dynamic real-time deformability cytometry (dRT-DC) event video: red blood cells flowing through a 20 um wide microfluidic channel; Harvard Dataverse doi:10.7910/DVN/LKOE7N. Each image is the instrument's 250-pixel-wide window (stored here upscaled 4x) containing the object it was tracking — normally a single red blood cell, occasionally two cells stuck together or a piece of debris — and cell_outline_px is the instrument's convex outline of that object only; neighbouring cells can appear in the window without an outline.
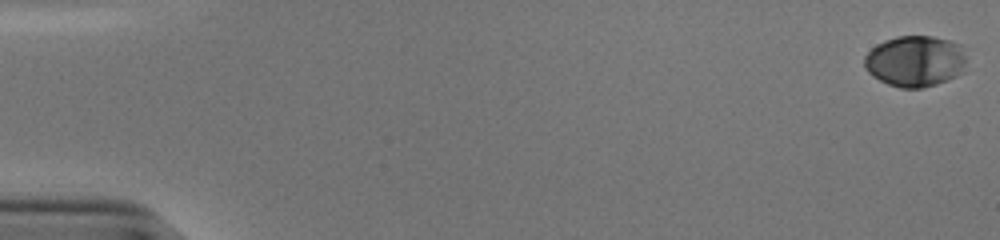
{"species": "human", "species_latin": "Homo sapiens", "temperature_condition": "cold", "stored_images_in_passage": 54, "camera_frame_rate_fps": 3000, "um_per_image_px": 0.085, "donor": {"sex": "male"}, "frame": {"image": 1, "passage_image": 1, "time_ms": 0.0, "image_size_px": [1000, 240], "cell_outline_px": [[964, 72], [948, 80], [936, 84], [920, 88], [900, 88], [888, 84], [872, 76], [864, 68], [864, 56], [876, 44], [884, 40], [896, 36], [932, 36], [948, 40], [960, 44], [964, 56]], "centroid_in_image_um": [77.76, 5.2], "position_along_channel_um": 7.2, "area_um2": 30.52}}
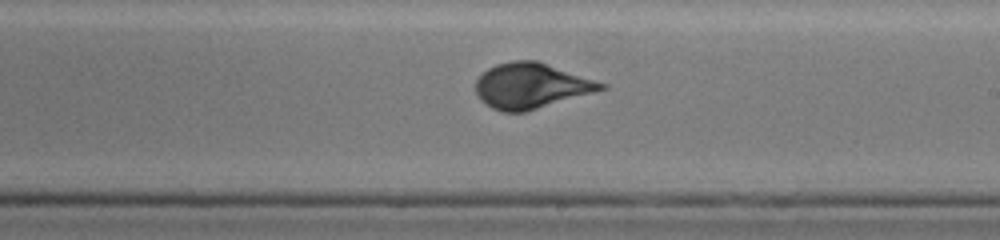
{"frame": {"image": 2, "passage_image": 33, "time_ms": 10.667, "image_size_px": [1000, 240], "cell_outline_px": [[608, 88], [524, 112], [504, 112], [492, 108], [480, 100], [476, 92], [476, 80], [488, 68], [496, 64], [512, 60], [536, 60], [608, 84]], "centroid_in_image_um": [45.14, 7.28], "position_along_channel_um": 243.9, "area_um2": 32.95}}
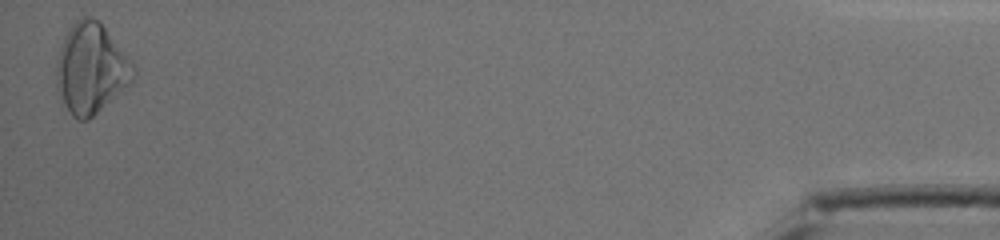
{"frame": {"image": 3, "passage_image": 54, "time_ms": 17.667, "image_size_px": [1000, 240], "cell_outline_px": [[136, 76], [128, 84], [88, 120], [76, 120], [72, 116], [56, 92], [56, 60], [64, 36], [72, 24], [76, 20], [88, 16], [92, 16], [104, 28], [132, 60], [136, 72]], "centroid_in_image_um": [7.7, 5.83], "position_along_channel_um": 427.5, "area_um2": 40.06}, "authors_computed_cell_mechanics": {"area_um2": 32.6859, "velocity_mm_per_s": 3.8456, "shape_relaxation_time_tau1_ms": 4.5963, "shape_relaxation_time_tau2_ms": null, "deformation_change_tau1": 0.1851, "deformation_change_tau2": null}}